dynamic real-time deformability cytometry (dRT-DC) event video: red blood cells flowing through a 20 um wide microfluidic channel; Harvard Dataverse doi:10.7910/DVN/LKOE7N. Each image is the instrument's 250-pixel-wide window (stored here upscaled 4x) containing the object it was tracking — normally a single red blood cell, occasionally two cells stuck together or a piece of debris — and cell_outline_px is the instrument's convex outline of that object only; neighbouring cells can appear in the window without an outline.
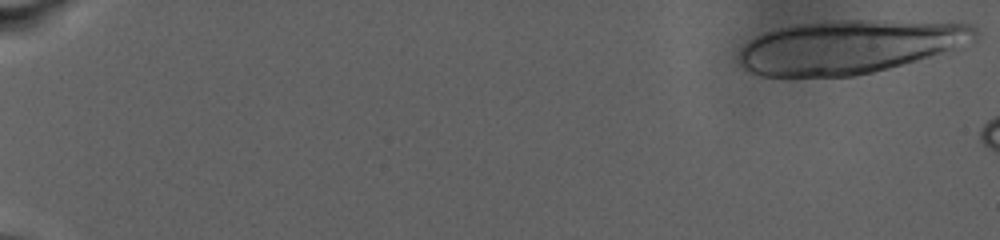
{"species": "human", "species_latin": "Homo sapiens", "temperature_condition": "warm", "stored_images_in_passage": 13, "camera_frame_rate_fps": 3000, "um_per_image_px": 0.085, "donor": {"sex": "male"}, "frame": {"image": 1, "passage_image": 1, "time_ms": 0.0, "image_size_px": [1000, 240], "cell_outline_px": [[980, 32], [976, 40], [916, 60], [888, 68], [856, 76], [760, 76], [744, 68], [740, 60], [740, 48], [744, 44], [756, 36], [764, 32], [776, 28], [792, 24], [836, 20], [880, 20], [972, 24]], "centroid_in_image_um": [72.16, 3.96], "position_along_channel_um": 12.8, "area_um2": 73.23}}